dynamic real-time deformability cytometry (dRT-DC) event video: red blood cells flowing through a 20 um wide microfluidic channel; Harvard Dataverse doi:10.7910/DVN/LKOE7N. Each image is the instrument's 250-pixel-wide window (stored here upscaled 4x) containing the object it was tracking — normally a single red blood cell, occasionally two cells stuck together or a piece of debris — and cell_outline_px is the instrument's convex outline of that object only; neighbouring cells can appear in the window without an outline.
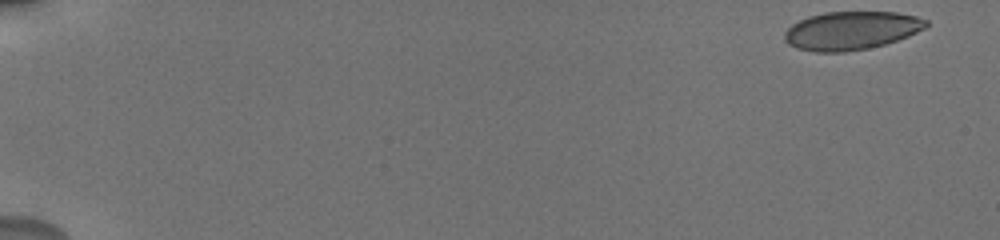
{"species": "human", "species_latin": "Homo sapiens", "temperature_condition": "cold", "stored_images_in_passage": 17, "camera_frame_rate_fps": 3000, "um_per_image_px": 0.085, "donor": {"sex": "male"}, "frame": {"image": 1, "passage_image": 1, "time_ms": 0.0, "image_size_px": [1000, 240], "cell_outline_px": [[928, 24], [924, 28], [908, 36], [884, 44], [868, 48], [844, 52], [816, 52], [796, 48], [788, 44], [784, 40], [784, 32], [792, 24], [808, 16], [824, 12], [896, 12], [916, 16], [928, 20]], "centroid_in_image_um": [72.33, 2.59], "position_along_channel_um": 12.7, "area_um2": 31.62}}
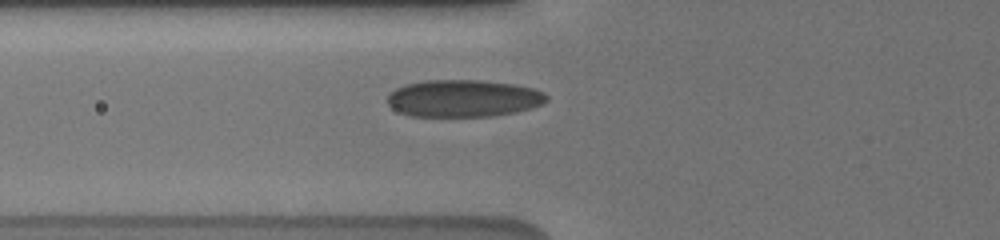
{"frame": {"image": 2, "passage_image": 15, "time_ms": 6.667, "image_size_px": [1000, 240], "cell_outline_px": [[548, 100], [532, 108], [516, 112], [492, 116], [412, 116], [400, 112], [392, 108], [388, 104], [388, 96], [396, 88], [404, 84], [428, 80], [480, 80], [516, 84], [532, 88], [544, 92], [548, 96]], "centroid_in_image_um": [39.41, 8.35], "position_along_channel_um": 86.4, "area_um2": 34.51}}
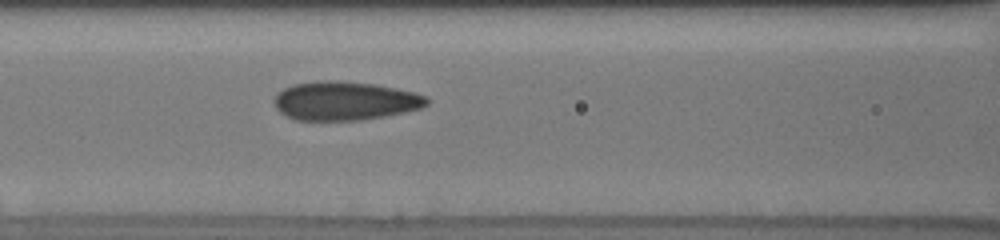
{"frame": {"image": 3, "passage_image": 17, "time_ms": 8.0, "image_size_px": [1000, 240], "cell_outline_px": [[428, 104], [420, 108], [404, 112], [384, 116], [360, 120], [296, 120], [280, 112], [276, 108], [272, 100], [276, 92], [292, 84], [316, 80], [336, 80], [372, 84], [412, 92], [428, 96]], "centroid_in_image_um": [29.25, 8.57], "position_along_channel_um": 137.4, "area_um2": 34.51}}